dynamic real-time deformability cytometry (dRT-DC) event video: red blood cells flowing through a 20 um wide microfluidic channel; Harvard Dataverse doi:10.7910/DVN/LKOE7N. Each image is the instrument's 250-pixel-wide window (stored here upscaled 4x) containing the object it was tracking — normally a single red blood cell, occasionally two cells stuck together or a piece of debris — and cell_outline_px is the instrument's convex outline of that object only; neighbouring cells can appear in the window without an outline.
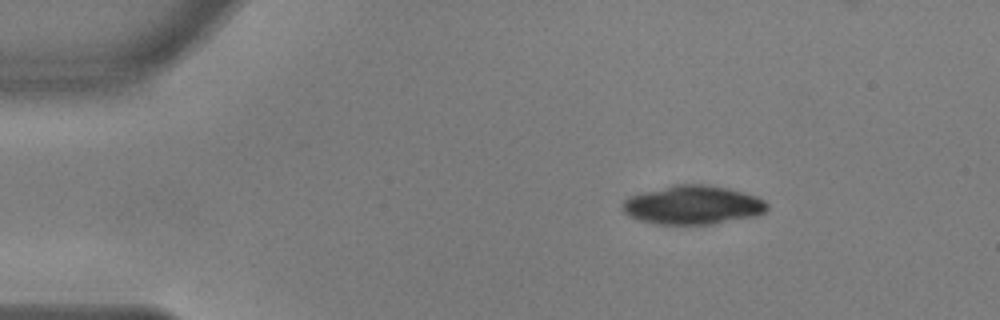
{"species": "common noctule bat (a hibernating species)", "species_latin": "Nyctalus noctula", "temperature_condition": "warm", "stored_images_in_passage": 47, "camera_frame_rate_fps": 3000, "um_per_image_px": 0.085, "animal": {"sex": "male", "body_mass_g": 17.9, "forearm_length_mm": 54.2}, "frame": {"image": 1, "passage_image": 1, "time_ms": 0.0, "image_size_px": [1000, 320], "cell_outline_px": [[768, 208], [764, 212], [756, 216], [712, 224], [656, 224], [640, 220], [628, 216], [620, 208], [624, 200], [628, 196], [672, 184], [704, 184], [728, 188], [744, 192], [756, 196], [764, 200], [768, 204]], "centroid_in_image_um": [58.87, 17.42], "position_along_channel_um": 26.1, "area_um2": 32.95}}